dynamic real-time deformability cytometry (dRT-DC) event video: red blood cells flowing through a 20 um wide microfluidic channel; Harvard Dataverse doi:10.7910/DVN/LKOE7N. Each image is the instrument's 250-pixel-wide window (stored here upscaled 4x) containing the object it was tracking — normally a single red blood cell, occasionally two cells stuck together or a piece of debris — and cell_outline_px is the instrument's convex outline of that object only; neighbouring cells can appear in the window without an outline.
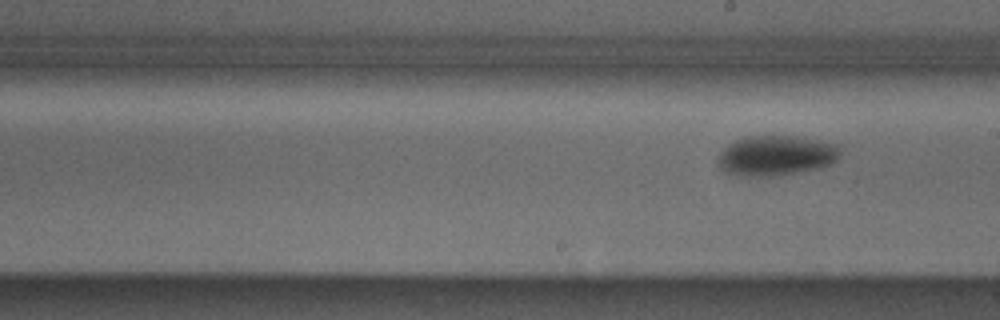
{"species": "Egyptian fruit bat (a non-hibernating species)", "species_latin": "Rousettus aegyptiacus", "temperature_condition": "cold", "stored_images_in_passage": 9, "segment_of_instrument_passage": [2, 2], "camera_frame_rate_fps": 3000, "um_per_image_px": 0.085, "animal": {"sex": "male"}, "frame": {"image": 1, "passage_image": 9, "time_ms": 10.333, "image_size_px": [1000, 320], "cell_outline_px": [[840, 156], [832, 164], [816, 168], [772, 176], [736, 176], [724, 172], [720, 168], [716, 160], [720, 152], [724, 148], [736, 140], [748, 136], [796, 136], [820, 140], [840, 144]], "centroid_in_image_um": [65.96, 13.22], "position_along_channel_um": 223.0, "area_um2": 28.73}}